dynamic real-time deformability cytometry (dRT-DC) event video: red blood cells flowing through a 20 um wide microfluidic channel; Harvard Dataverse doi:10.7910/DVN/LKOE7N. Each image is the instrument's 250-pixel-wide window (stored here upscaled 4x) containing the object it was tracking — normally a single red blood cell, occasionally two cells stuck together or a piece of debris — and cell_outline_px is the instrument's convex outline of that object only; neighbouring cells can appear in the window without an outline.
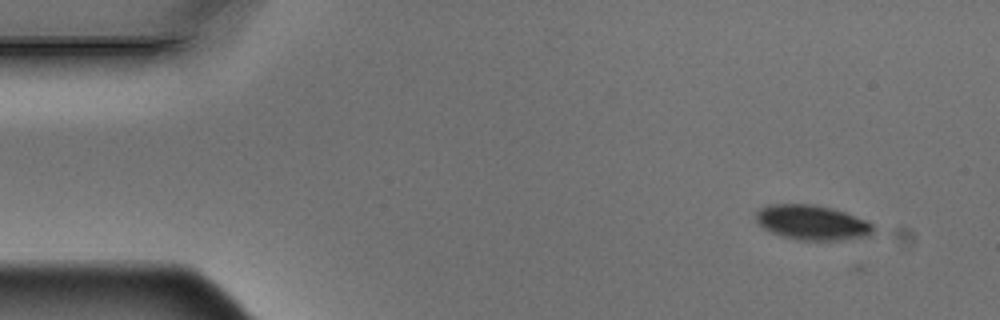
{"species": "Egyptian fruit bat (a non-hibernating species)", "species_latin": "Rousettus aegyptiacus", "temperature_condition": "warm", "stored_images_in_passage": 4, "camera_frame_rate_fps": 3000, "um_per_image_px": 0.085, "animal": {"sex": "male"}, "frame": {"image": 1, "passage_image": 1, "time_ms": 0.0, "image_size_px": [1000, 320], "cell_outline_px": [[872, 236], [840, 240], [800, 240], [784, 236], [772, 232], [764, 228], [756, 220], [756, 212], [760, 208], [768, 204], [812, 204], [832, 208], [844, 212], [864, 220], [872, 224]], "centroid_in_image_um": [69.02, 18.91], "position_along_channel_um": 16.0, "area_um2": 23.58}}